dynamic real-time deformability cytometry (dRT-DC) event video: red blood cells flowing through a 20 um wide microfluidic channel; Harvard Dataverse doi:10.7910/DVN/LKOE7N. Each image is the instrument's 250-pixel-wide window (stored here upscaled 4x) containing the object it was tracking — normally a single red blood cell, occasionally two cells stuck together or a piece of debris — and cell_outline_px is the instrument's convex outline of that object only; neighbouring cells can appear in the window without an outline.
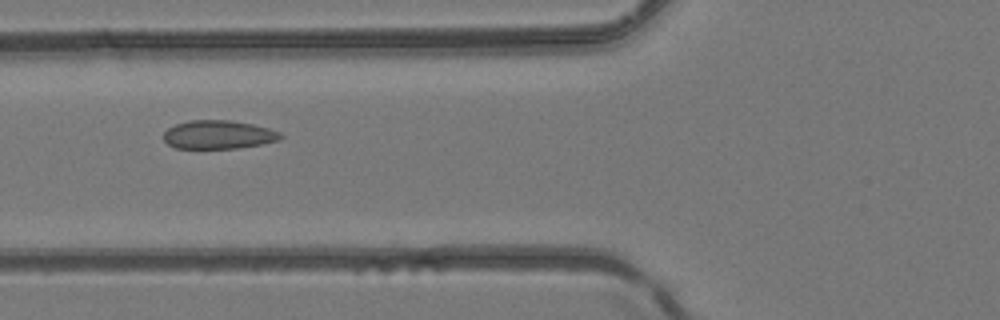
{"species": "common noctule bat (a hibernating species)", "species_latin": "Nyctalus noctula", "temperature_condition": "room temperature", "stored_images_in_passage": 5, "camera_frame_rate_fps": 3000, "um_per_image_px": 0.085, "animal": {"sex": "female", "body_mass_g": 24.6, "forearm_length_mm": 56.2}, "frame": {"image": 1, "passage_image": 5, "time_ms": 1.333, "image_size_px": [1000, 320], "cell_outline_px": [[284, 136], [280, 140], [264, 144], [240, 148], [176, 148], [168, 144], [164, 140], [164, 132], [168, 128], [176, 124], [188, 120], [228, 120], [252, 124], [268, 128], [280, 132]], "centroid_in_image_um": [18.59, 11.45], "position_along_channel_um": 107.2, "area_um2": 19.54}}